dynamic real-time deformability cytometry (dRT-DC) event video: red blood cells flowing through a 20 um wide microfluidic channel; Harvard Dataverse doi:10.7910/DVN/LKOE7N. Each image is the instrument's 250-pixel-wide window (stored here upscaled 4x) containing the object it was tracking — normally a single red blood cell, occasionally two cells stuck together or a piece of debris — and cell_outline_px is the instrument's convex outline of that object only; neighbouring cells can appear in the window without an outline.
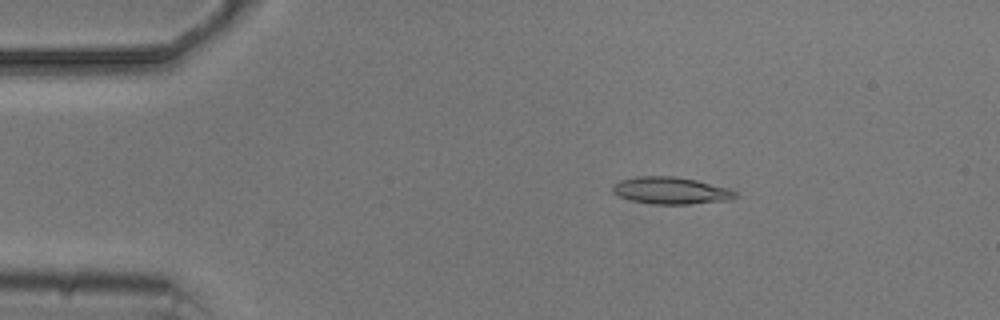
{"species": "common noctule bat (a hibernating species)", "species_latin": "Nyctalus noctula", "temperature_condition": "cold", "stored_images_in_passage": 3, "camera_frame_rate_fps": 3000, "um_per_image_px": 0.085, "animal": {"sex": "male", "body_mass_g": 20.5, "forearm_length_mm": 52.5}, "frame": {"image": 1, "passage_image": 2, "time_ms": 2.0, "image_size_px": [1000, 320], "cell_outline_px": [[736, 196], [732, 200], [688, 204], [652, 204], [632, 200], [620, 196], [612, 192], [612, 184], [620, 180], [640, 176], [676, 176], [696, 180], [728, 188], [736, 192]], "centroid_in_image_um": [57.02, 16.19], "position_along_channel_um": 28.0, "area_um2": 19.31}}